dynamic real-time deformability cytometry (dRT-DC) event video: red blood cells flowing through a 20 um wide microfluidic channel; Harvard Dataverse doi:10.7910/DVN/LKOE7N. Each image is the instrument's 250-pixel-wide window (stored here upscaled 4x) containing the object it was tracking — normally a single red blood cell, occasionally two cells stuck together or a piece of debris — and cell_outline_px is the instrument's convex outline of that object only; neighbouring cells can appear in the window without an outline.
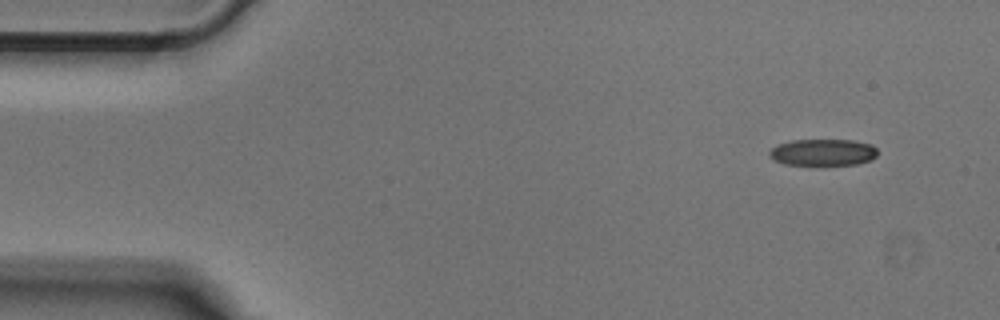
{"species": "Egyptian fruit bat (a non-hibernating species)", "species_latin": "Rousettus aegyptiacus", "temperature_condition": "cold", "stored_images_in_passage": 47, "camera_frame_rate_fps": 3000, "um_per_image_px": 0.085, "animal": {"sex": "male"}, "frame": {"image": 1, "passage_image": 1, "time_ms": 0.0, "image_size_px": [1000, 320], "cell_outline_px": [[876, 156], [872, 160], [856, 164], [784, 164], [768, 156], [768, 152], [776, 144], [792, 140], [852, 140], [872, 144], [876, 148]], "centroid_in_image_um": [69.94, 12.93], "position_along_channel_um": 15.1, "area_um2": 16.7}}
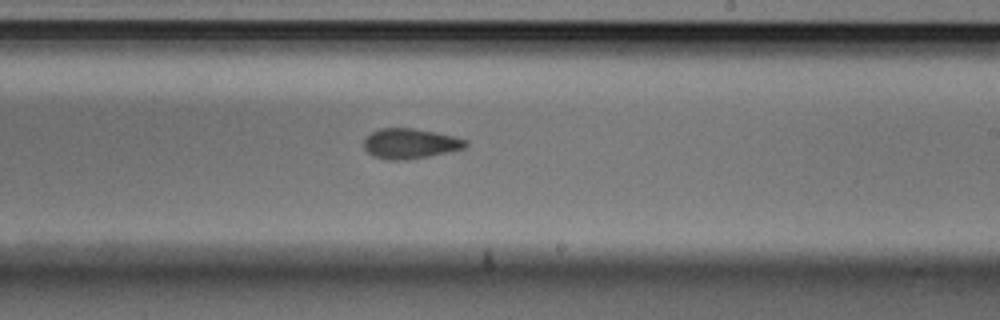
{"frame": {"image": 2, "passage_image": 26, "time_ms": 8.333, "image_size_px": [1000, 320], "cell_outline_px": [[468, 144], [464, 148], [428, 156], [404, 160], [388, 160], [372, 156], [364, 148], [364, 140], [372, 132], [380, 128], [412, 128], [436, 132], [468, 140]], "centroid_in_image_um": [34.85, 12.2], "position_along_channel_um": 254.2, "area_um2": 17.74}}
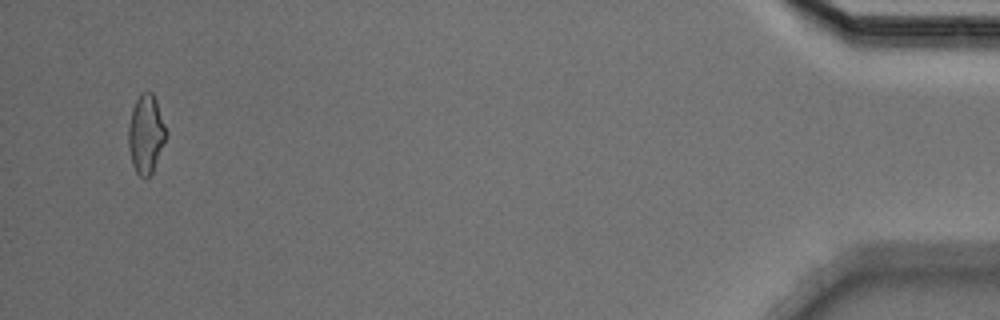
{"frame": {"image": 3, "passage_image": 45, "time_ms": 14.667, "image_size_px": [1000, 320], "cell_outline_px": [[168, 132], [152, 172], [144, 180], [136, 172], [132, 164], [128, 148], [128, 124], [132, 108], [140, 92], [152, 92], [156, 100]], "centroid_in_image_um": [12.39, 11.38], "position_along_channel_um": 422.8, "area_um2": 17.34}}